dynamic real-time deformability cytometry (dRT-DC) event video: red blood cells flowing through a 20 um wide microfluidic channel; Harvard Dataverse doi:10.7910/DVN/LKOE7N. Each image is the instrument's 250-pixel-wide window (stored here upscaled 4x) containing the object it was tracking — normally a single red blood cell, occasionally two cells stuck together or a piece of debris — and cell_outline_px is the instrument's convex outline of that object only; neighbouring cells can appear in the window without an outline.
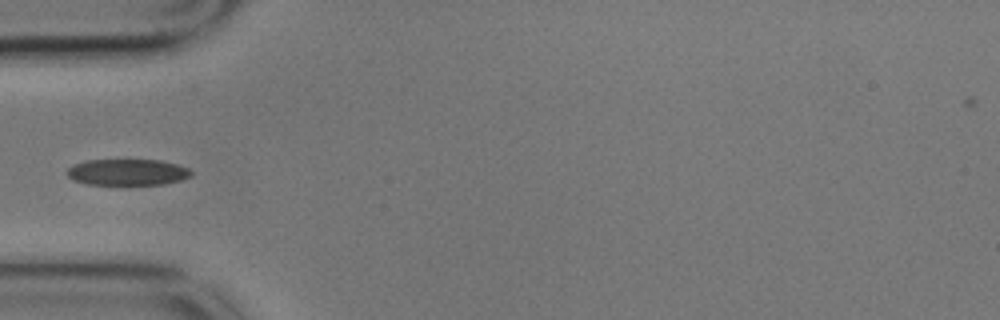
{"species": "common noctule bat (a hibernating species)", "species_latin": "Nyctalus noctula", "temperature_condition": "cold", "stored_images_in_passage": 7, "camera_frame_rate_fps": 3000, "um_per_image_px": 0.085, "animal": {"sex": "male", "body_mass_g": 17.9}, "frame": {"image": 1, "passage_image": 1, "time_ms": 0.0, "image_size_px": [1000, 320], "cell_outline_px": [[192, 176], [180, 180], [164, 184], [88, 184], [72, 180], [64, 172], [72, 164], [88, 160], [160, 160], [176, 164], [188, 168], [192, 172]], "centroid_in_image_um": [10.8, 14.63], "position_along_channel_um": 74.2, "area_um2": 19.02}}